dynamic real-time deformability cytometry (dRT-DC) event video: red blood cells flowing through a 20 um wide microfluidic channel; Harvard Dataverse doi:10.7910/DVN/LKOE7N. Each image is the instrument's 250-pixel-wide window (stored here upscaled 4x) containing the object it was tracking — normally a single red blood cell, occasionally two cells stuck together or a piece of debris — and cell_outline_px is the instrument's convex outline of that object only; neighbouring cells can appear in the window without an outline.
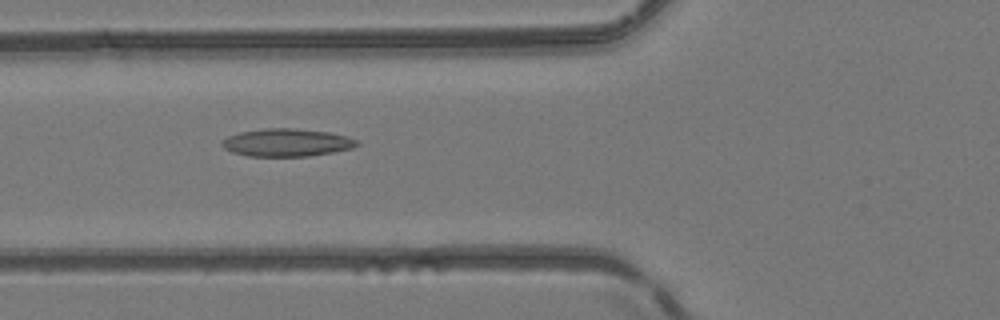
{"species": "common noctule bat (a hibernating species)", "species_latin": "Nyctalus noctula", "temperature_condition": "room temperature", "stored_images_in_passage": 51, "camera_frame_rate_fps": 3000, "um_per_image_px": 0.085, "animal": {"sex": "female", "body_mass_g": 24.6, "forearm_length_mm": 56.2}, "frame": {"image": 1, "passage_image": 20, "time_ms": 6.333, "image_size_px": [1000, 320], "cell_outline_px": [[360, 144], [352, 148], [332, 152], [308, 156], [248, 156], [232, 152], [224, 148], [220, 144], [228, 136], [240, 132], [264, 128], [296, 128], [328, 132], [348, 136], [356, 140]], "centroid_in_image_um": [24.37, 12.11], "position_along_channel_um": 101.4, "area_um2": 21.79}}
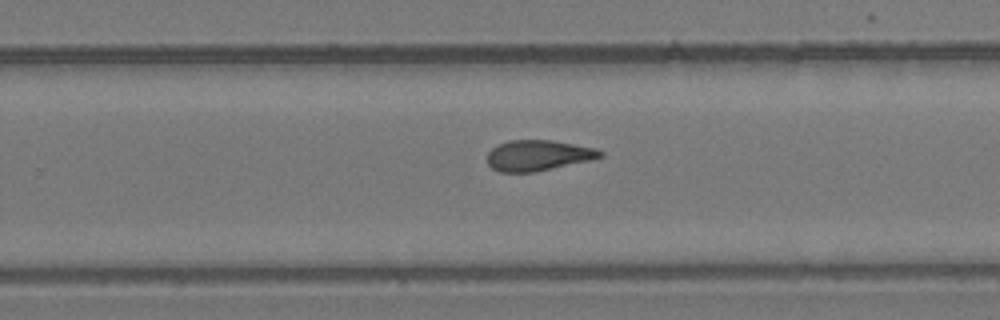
{"frame": {"image": 2, "passage_image": 33, "time_ms": 10.667, "image_size_px": [1000, 320], "cell_outline_px": [[604, 156], [588, 160], [532, 172], [500, 172], [492, 168], [488, 164], [488, 152], [492, 148], [508, 140], [552, 140], [596, 148], [604, 152]], "centroid_in_image_um": [45.73, 13.2], "position_along_channel_um": 284.1, "area_um2": 19.88}}
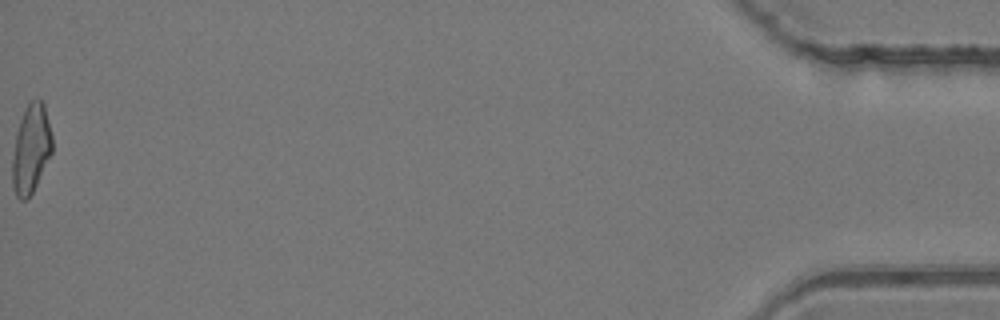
{"frame": {"image": 3, "passage_image": 51, "time_ms": 16.667, "image_size_px": [1000, 320], "cell_outline_px": [[52, 152], [28, 200], [20, 200], [16, 196], [12, 184], [12, 160], [16, 136], [20, 120], [28, 100], [36, 96], [44, 104], [52, 136]], "centroid_in_image_um": [2.63, 12.63], "position_along_channel_um": 432.6, "area_um2": 20.58}, "authors_computed_cell_mechanics": {"area_um2": 20.7502, "velocity_mm_per_s": 4.2185, "shape_relaxation_time_tau1_ms": null, "shape_relaxation_time_tau2_ms": 2.0913, "deformation_change_tau1": null, "deformation_change_tau2": 0.0968}}